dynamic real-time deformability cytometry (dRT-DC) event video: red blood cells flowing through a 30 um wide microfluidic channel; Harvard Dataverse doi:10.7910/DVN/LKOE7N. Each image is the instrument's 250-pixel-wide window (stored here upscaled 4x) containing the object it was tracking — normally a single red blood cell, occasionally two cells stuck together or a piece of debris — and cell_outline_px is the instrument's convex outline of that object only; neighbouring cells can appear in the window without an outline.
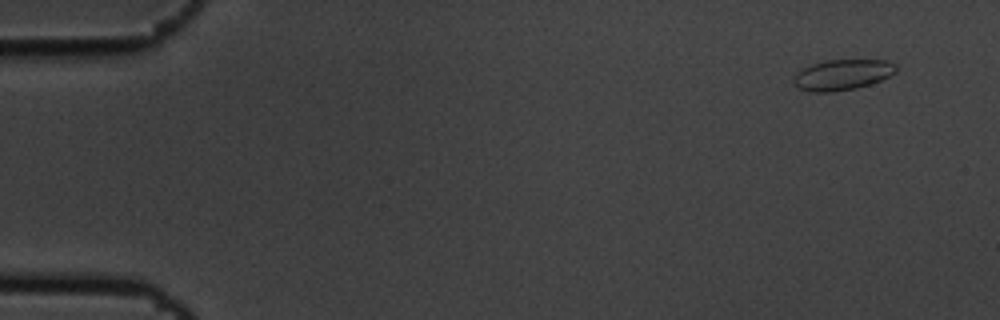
{"species": "common noctule bat (a hibernating species)", "species_latin": "Nyctalus noctula", "temperature_condition": "cold", "stored_images_in_passage": 6, "camera_frame_rate_fps": 3000, "um_per_image_px": 0.085, "animal": {"sex": "male", "body_mass_g": 19.5, "forearm_length_mm": 54.6}, "frame": {"image": 1, "passage_image": 1, "time_ms": 0.0, "image_size_px": [1000, 320], "cell_outline_px": [[896, 72], [880, 80], [856, 88], [832, 92], [808, 92], [796, 88], [792, 84], [792, 80], [796, 72], [812, 64], [828, 60], [884, 60], [896, 64]], "centroid_in_image_um": [71.53, 6.37], "position_along_channel_um": 13.5, "area_um2": 18.32}}